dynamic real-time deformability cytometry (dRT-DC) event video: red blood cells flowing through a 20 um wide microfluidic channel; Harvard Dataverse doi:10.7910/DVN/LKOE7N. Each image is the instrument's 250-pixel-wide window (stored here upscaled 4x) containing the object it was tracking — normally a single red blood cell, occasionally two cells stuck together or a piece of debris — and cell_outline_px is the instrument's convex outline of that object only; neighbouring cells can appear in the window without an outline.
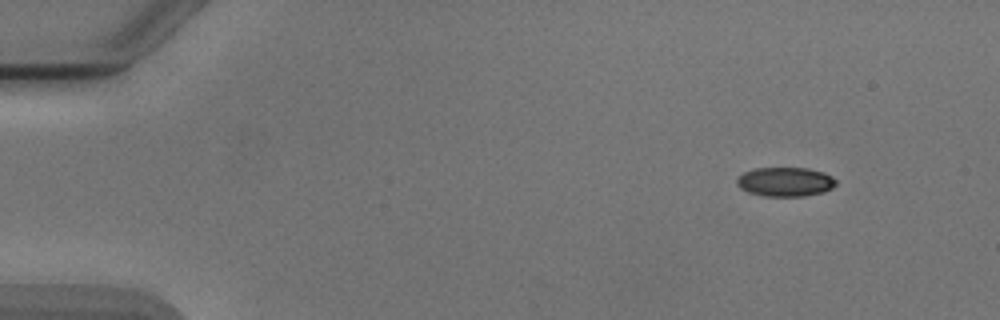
{"species": "Egyptian fruit bat (a non-hibernating species)", "species_latin": "Rousettus aegyptiacus", "temperature_condition": "cold", "stored_images_in_passage": 9, "camera_frame_rate_fps": 3000, "um_per_image_px": 0.085, "animal": {"sex": "male"}, "frame": {"image": 1, "passage_image": 1, "time_ms": 0.0, "image_size_px": [1000, 320], "cell_outline_px": [[836, 184], [832, 188], [824, 192], [804, 196], [764, 196], [748, 192], [740, 188], [736, 184], [736, 180], [744, 172], [756, 168], [808, 168], [824, 172], [832, 176], [836, 180]], "centroid_in_image_um": [66.76, 15.45], "position_along_channel_um": 18.2, "area_um2": 16.94}}